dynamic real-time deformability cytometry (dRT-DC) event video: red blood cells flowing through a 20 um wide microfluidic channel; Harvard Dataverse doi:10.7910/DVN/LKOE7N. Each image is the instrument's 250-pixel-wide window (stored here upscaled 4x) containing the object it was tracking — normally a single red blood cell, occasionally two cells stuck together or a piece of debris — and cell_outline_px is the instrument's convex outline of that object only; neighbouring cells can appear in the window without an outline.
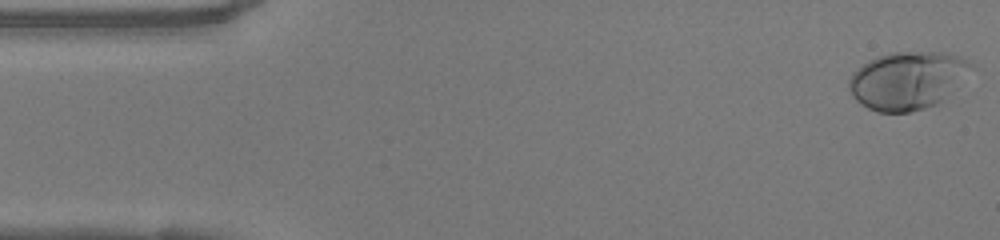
{"species": "human", "species_latin": "Homo sapiens", "temperature_condition": "warm", "stored_images_in_passage": 49, "camera_frame_rate_fps": 3000, "um_per_image_px": 0.085, "donor": {"sex": "female"}, "frame": {"image": 1, "passage_image": 1, "time_ms": 0.0, "image_size_px": [1000, 240], "cell_outline_px": [[972, 64], [940, 100], [936, 104], [924, 108], [908, 112], [876, 112], [860, 104], [852, 96], [848, 88], [848, 80], [852, 72], [868, 60], [876, 56], [892, 52], [944, 52], [960, 56]], "centroid_in_image_um": [76.98, 6.82], "position_along_channel_um": 8.0, "area_um2": 40.23}}
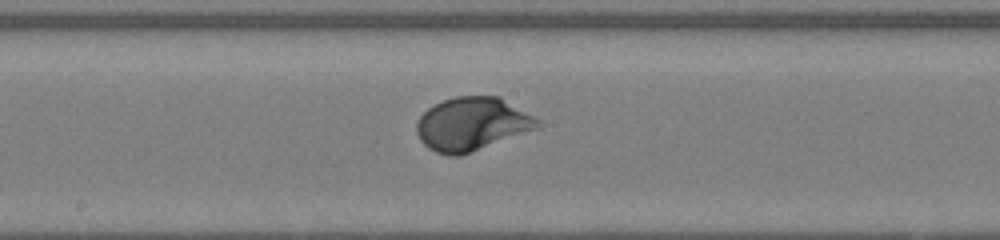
{"frame": {"image": 2, "passage_image": 25, "time_ms": 8.0, "image_size_px": [1000, 240], "cell_outline_px": [[544, 124], [540, 128], [460, 156], [448, 156], [436, 152], [428, 148], [420, 140], [416, 132], [416, 124], [420, 116], [428, 108], [444, 100], [456, 96], [500, 96], [540, 120]], "centroid_in_image_um": [40.15, 10.55], "position_along_channel_um": 208.1, "area_um2": 37.8}}
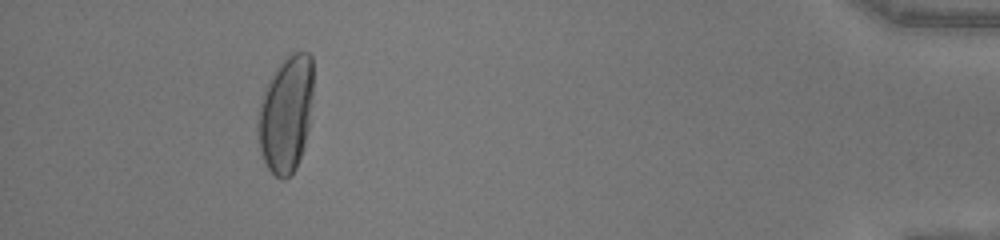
{"frame": {"image": 3, "passage_image": 45, "time_ms": 14.667, "image_size_px": [1000, 240], "cell_outline_px": [[312, 96], [308, 128], [304, 148], [296, 168], [284, 180], [280, 180], [268, 168], [260, 152], [256, 132], [256, 116], [268, 80], [272, 72], [292, 52], [308, 52], [312, 56]], "centroid_in_image_um": [24.28, 9.71], "position_along_channel_um": 410.9, "area_um2": 37.86}, "authors_computed_cell_mechanics": {"area_um2": 36.414, "velocity_mm_per_s": 4.0763, "shape_relaxation_time_tau1_ms": 3.3818, "shape_relaxation_time_tau2_ms": null, "deformation_change_tau1": 0.2055, "deformation_change_tau2": null}}